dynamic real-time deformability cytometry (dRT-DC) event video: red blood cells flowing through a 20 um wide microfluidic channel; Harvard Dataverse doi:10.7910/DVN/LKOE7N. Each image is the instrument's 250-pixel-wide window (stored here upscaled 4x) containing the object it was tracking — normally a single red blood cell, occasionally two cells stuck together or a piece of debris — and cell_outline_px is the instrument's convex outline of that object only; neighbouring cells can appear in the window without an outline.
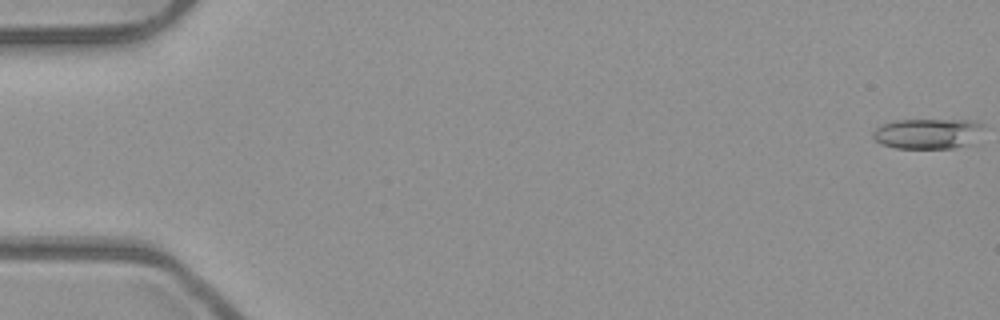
{"species": "common noctule bat (a hibernating species)", "species_latin": "Nyctalus noctula", "temperature_condition": "room temperature", "stored_images_in_passage": 5, "camera_frame_rate_fps": 3000, "um_per_image_px": 0.085, "animal": {"sex": "male", "body_mass_g": 23.1, "forearm_length_mm": 52.7}, "frame": {"image": 1, "passage_image": 1, "time_ms": 0.0, "image_size_px": [1000, 320], "cell_outline_px": [[984, 124], [968, 144], [952, 148], [896, 148], [884, 144], [876, 140], [872, 136], [872, 132], [876, 128], [884, 124], [896, 120], [976, 120]], "centroid_in_image_um": [78.81, 11.34], "position_along_channel_um": 6.2, "area_um2": 19.07}}
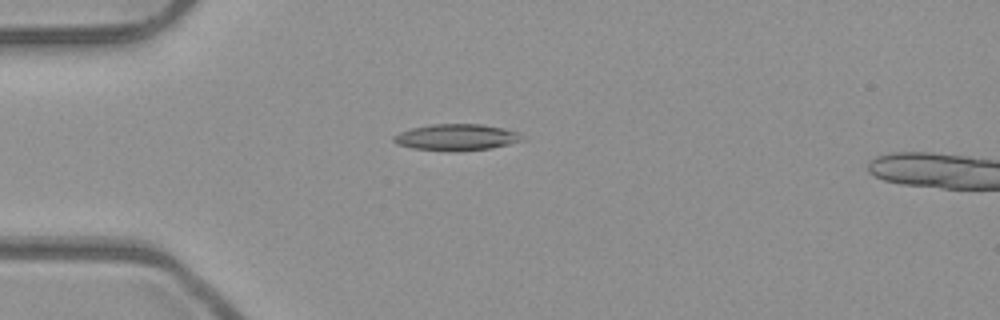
{"frame": {"image": 2, "passage_image": 5, "time_ms": 1.333, "image_size_px": [1000, 320], "cell_outline_px": [[524, 140], [492, 148], [456, 152], [412, 148], [396, 144], [392, 140], [392, 136], [400, 132], [412, 128], [432, 124], [480, 124], [504, 128], [520, 132]], "centroid_in_image_um": [38.8, 11.67], "position_along_channel_um": 46.2, "area_um2": 19.94}}